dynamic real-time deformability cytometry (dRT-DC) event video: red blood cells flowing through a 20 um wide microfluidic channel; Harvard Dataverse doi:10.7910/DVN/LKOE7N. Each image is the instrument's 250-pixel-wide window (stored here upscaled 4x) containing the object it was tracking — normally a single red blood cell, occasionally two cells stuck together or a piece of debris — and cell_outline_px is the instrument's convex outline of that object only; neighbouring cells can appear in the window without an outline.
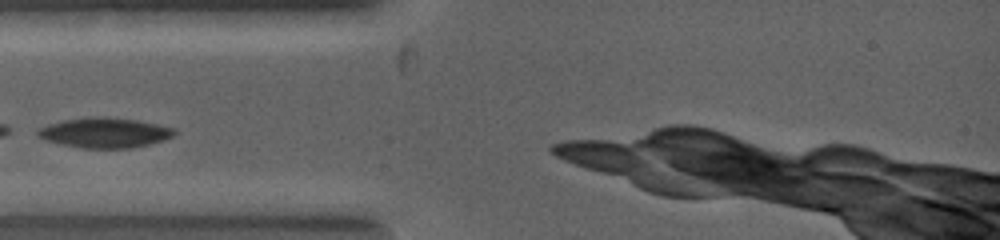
{"species": "common noctule bat (a hibernating species)", "species_latin": "Nyctalus noctula", "temperature_condition": "warm", "stored_images_in_passage": 4, "camera_frame_rate_fps": 5000, "um_per_image_px": 0.085, "animal": {"sex": "female", "body_mass_g": 19.0, "forearm_length_mm": 53.3}, "frame": {"image": 1, "passage_image": 1, "time_ms": 0.0, "image_size_px": [1000, 240], "cell_outline_px": [[176, 132], [172, 136], [164, 140], [132, 148], [80, 148], [48, 140], [36, 136], [36, 128], [60, 120], [88, 116], [108, 116], [136, 120], [176, 128]], "centroid_in_image_um": [8.86, 11.26], "position_along_channel_um": 76.1, "area_um2": 24.16}}